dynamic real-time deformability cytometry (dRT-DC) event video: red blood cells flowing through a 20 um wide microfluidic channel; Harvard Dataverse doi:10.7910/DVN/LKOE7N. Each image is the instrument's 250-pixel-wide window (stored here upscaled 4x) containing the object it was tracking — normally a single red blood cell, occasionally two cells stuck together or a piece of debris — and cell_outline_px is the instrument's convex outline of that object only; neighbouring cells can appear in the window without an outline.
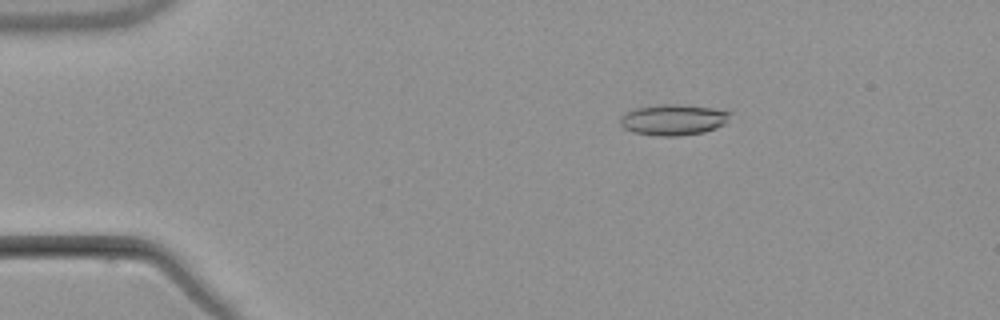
{"species": "common noctule bat (a hibernating species)", "species_latin": "Nyctalus noctula", "temperature_condition": "warm", "stored_images_in_passage": 4, "camera_frame_rate_fps": 3000, "um_per_image_px": 0.085, "animal": {"sex": "male", "body_mass_g": 21.5, "forearm_length_mm": 52.0}, "frame": {"image": 1, "passage_image": 3, "time_ms": 3.0, "image_size_px": [1000, 320], "cell_outline_px": [[732, 112], [724, 124], [716, 128], [704, 132], [680, 136], [656, 136], [632, 132], [624, 128], [620, 124], [620, 116], [624, 112], [636, 108], [660, 104], [680, 104], [712, 108]], "centroid_in_image_um": [57.2, 10.18], "position_along_channel_um": 27.8, "area_um2": 19.94}}